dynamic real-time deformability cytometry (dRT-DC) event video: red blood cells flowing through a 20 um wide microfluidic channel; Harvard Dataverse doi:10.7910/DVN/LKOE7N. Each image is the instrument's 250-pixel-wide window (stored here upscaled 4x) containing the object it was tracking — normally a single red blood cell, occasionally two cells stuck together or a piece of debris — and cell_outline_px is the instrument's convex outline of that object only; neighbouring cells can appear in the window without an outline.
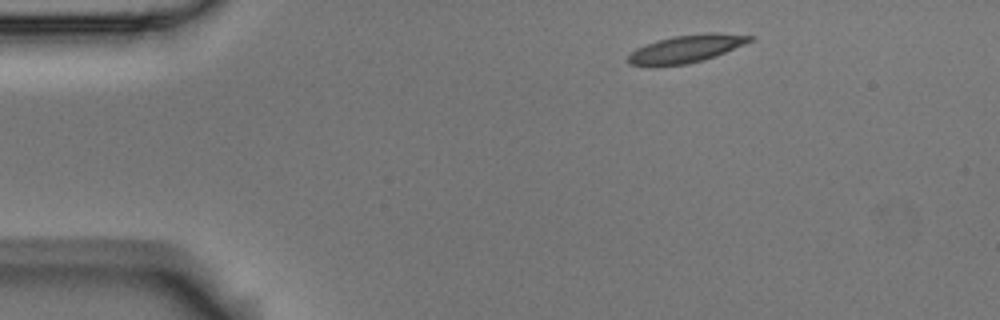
{"species": "Egyptian fruit bat (a non-hibernating species)", "species_latin": "Rousettus aegyptiacus", "temperature_condition": "room temperature", "stored_images_in_passage": 3, "camera_frame_rate_fps": 3000, "um_per_image_px": 0.085, "animal": {"sex": "male"}, "frame": {"image": 1, "passage_image": 1, "time_ms": 0.0, "image_size_px": [1000, 320], "cell_outline_px": [[756, 40], [716, 56], [684, 64], [628, 64], [628, 56], [636, 48], [656, 40], [672, 36], [704, 32], [716, 32], [756, 36]], "centroid_in_image_um": [58.45, 4.09], "position_along_channel_um": 26.6, "area_um2": 19.42}}